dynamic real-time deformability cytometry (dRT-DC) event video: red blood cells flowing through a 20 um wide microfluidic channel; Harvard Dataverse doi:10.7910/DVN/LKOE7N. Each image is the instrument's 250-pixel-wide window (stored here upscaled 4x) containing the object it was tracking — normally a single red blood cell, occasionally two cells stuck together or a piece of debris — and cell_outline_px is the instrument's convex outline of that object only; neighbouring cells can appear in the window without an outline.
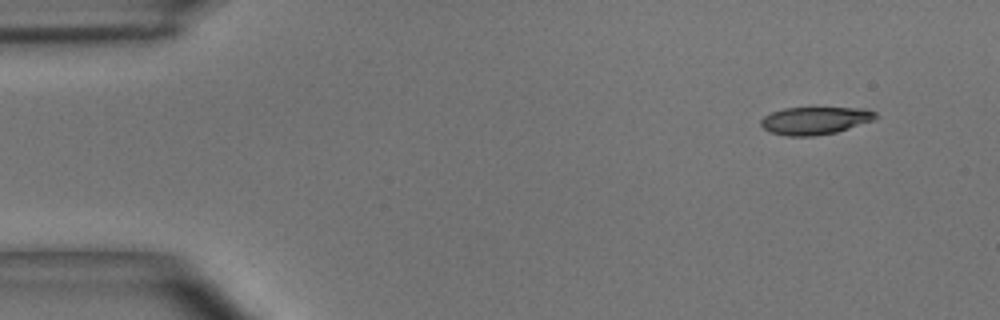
{"species": "common noctule bat (a hibernating species)", "species_latin": "Nyctalus noctula", "temperature_condition": "room temperature", "stored_images_in_passage": 3, "camera_frame_rate_fps": 3000, "um_per_image_px": 0.085, "animal": {"sex": "male", "body_mass_g": 15.6}, "frame": {"image": 1, "passage_image": 1, "time_ms": 0.0, "image_size_px": [1000, 320], "cell_outline_px": [[876, 116], [872, 120], [836, 132], [812, 136], [788, 136], [772, 132], [764, 128], [760, 124], [760, 120], [764, 116], [772, 112], [784, 108], [864, 108], [876, 112]], "centroid_in_image_um": [69.24, 10.24], "position_along_channel_um": 15.8, "area_um2": 18.15}}